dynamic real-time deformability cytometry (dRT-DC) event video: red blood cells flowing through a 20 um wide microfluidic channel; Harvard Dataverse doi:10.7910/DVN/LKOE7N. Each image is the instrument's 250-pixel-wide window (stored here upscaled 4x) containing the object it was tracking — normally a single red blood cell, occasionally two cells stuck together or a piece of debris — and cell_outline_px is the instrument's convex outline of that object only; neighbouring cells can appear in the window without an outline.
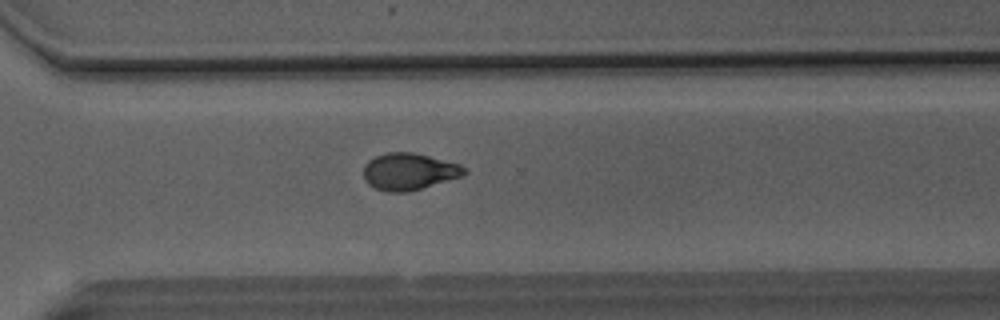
{"species": "Egyptian fruit bat (a non-hibernating species)", "species_latin": "Rousettus aegyptiacus", "temperature_condition": "room temperature", "stored_images_in_passage": 35, "camera_frame_rate_fps": 3000, "um_per_image_px": 0.085, "animal": {"sex": "male"}, "frame": {"image": 1, "passage_image": 22, "time_ms": 7.0, "image_size_px": [1000, 320], "cell_outline_px": [[468, 172], [464, 176], [408, 192], [388, 192], [376, 188], [368, 184], [364, 180], [364, 164], [368, 160], [376, 156], [388, 152], [412, 152], [460, 164]], "centroid_in_image_um": [34.77, 14.58], "position_along_channel_um": 335.8, "area_um2": 21.68}}
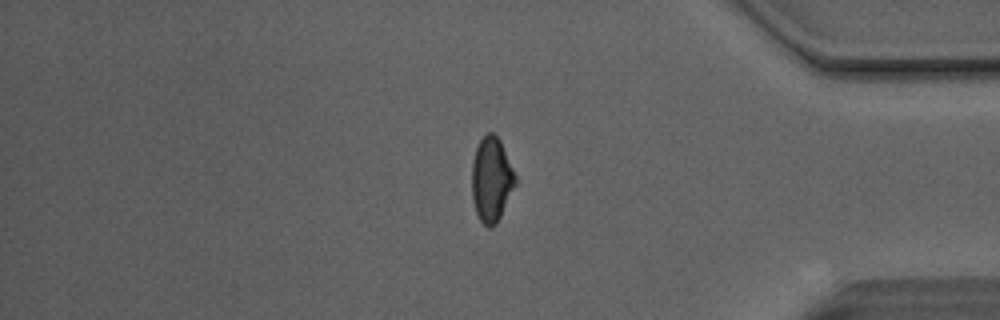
{"frame": {"image": 2, "passage_image": 28, "time_ms": 9.0, "image_size_px": [1000, 320], "cell_outline_px": [[516, 184], [496, 224], [492, 228], [488, 228], [480, 220], [476, 212], [472, 200], [472, 160], [476, 148], [480, 140], [488, 132], [492, 132], [500, 140], [516, 176]], "centroid_in_image_um": [41.76, 15.27], "position_along_channel_um": 393.4, "area_um2": 21.33}}